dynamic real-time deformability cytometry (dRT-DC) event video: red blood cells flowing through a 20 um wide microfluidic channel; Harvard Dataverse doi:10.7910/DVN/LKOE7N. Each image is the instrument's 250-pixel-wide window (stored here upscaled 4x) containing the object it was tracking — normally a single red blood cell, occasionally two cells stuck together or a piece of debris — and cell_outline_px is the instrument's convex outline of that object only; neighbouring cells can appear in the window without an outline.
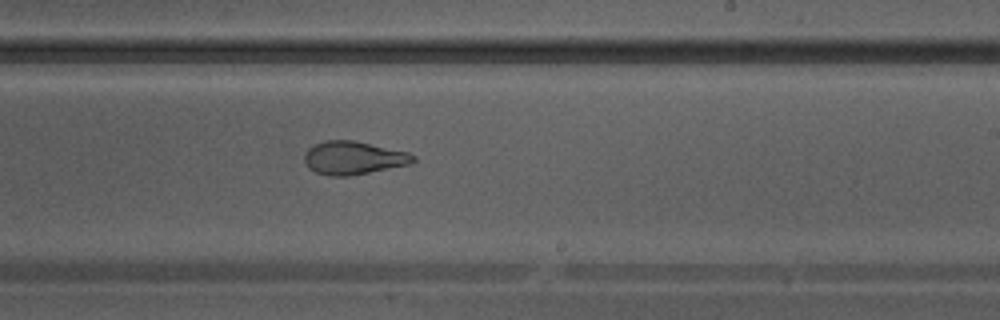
{"species": "Egyptian fruit bat (a non-hibernating species)", "species_latin": "Rousettus aegyptiacus", "temperature_condition": "warm", "stored_images_in_passage": 37, "camera_frame_rate_fps": 3000, "um_per_image_px": 0.085, "animal": {"sex": "male"}, "frame": {"image": 1, "passage_image": 22, "time_ms": 7.0, "image_size_px": [1000, 320], "cell_outline_px": [[416, 160], [408, 164], [348, 176], [328, 176], [316, 172], [308, 168], [304, 160], [304, 152], [308, 148], [316, 144], [328, 140], [352, 140], [408, 152], [416, 156]], "centroid_in_image_um": [30.0, 13.42], "position_along_channel_um": 259.0, "area_um2": 20.81}}